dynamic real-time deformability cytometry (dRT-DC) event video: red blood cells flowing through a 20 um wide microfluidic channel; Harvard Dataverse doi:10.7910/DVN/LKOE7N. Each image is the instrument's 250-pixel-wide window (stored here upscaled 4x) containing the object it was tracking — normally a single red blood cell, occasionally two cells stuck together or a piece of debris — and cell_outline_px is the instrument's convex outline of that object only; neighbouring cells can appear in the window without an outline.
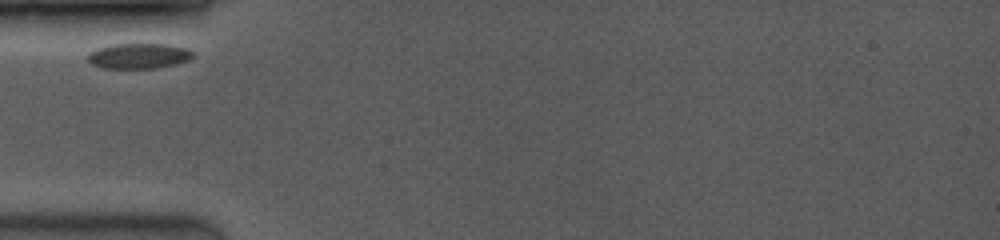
{"species": "common noctule bat (a hibernating species)", "species_latin": "Nyctalus noctula", "temperature_condition": "room temperature", "stored_images_in_passage": 3, "camera_frame_rate_fps": 3500, "um_per_image_px": 0.085, "animal": {"sex": "female", "body_mass_g": 19.0, "forearm_length_mm": 53.3}, "frame": {"image": 1, "passage_image": 1, "time_ms": 0.0, "image_size_px": [1000, 240], "cell_outline_px": [[192, 56], [188, 60], [176, 64], [156, 68], [100, 68], [92, 64], [88, 60], [88, 52], [96, 48], [112, 44], [168, 44], [188, 48], [192, 52]], "centroid_in_image_um": [11.76, 4.75], "position_along_channel_um": 73.2, "area_um2": 15.61}}